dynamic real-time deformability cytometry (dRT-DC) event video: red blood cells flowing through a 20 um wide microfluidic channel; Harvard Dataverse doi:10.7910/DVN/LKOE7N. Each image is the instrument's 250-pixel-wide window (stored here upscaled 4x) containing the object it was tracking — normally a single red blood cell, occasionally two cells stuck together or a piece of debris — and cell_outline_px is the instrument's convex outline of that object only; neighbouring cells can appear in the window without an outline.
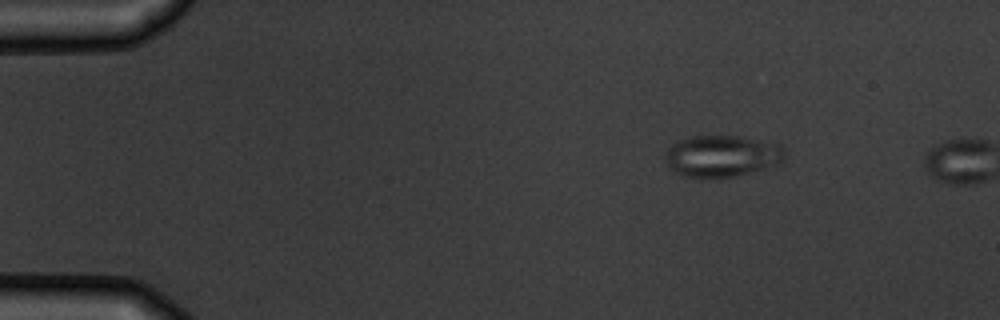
{"species": "common noctule bat (a hibernating species)", "species_latin": "Nyctalus noctula", "temperature_condition": "warm", "stored_images_in_passage": 2, "camera_frame_rate_fps": 3000, "um_per_image_px": 0.085, "animal": {"sex": "male", "body_mass_g": 19.5, "forearm_length_mm": 54.6}, "frame": {"image": 1, "passage_image": 1, "time_ms": 0.0, "image_size_px": [1000, 320], "cell_outline_px": [[784, 156], [780, 164], [736, 176], [700, 180], [684, 176], [676, 172], [664, 160], [664, 156], [668, 148], [676, 140], [692, 136], [736, 136], [784, 144]], "centroid_in_image_um": [61.35, 13.28], "position_along_channel_um": 23.6, "area_um2": 29.54}}